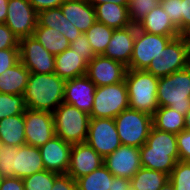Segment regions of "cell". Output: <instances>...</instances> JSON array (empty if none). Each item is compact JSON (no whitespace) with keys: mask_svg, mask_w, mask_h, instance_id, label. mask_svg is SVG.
I'll return each instance as SVG.
<instances>
[{"mask_svg":"<svg viewBox=\"0 0 190 190\" xmlns=\"http://www.w3.org/2000/svg\"><path fill=\"white\" fill-rule=\"evenodd\" d=\"M60 8L63 15L82 33L96 21L95 8L86 0H66Z\"/></svg>","mask_w":190,"mask_h":190,"instance_id":"44dd1931","label":"cell"},{"mask_svg":"<svg viewBox=\"0 0 190 190\" xmlns=\"http://www.w3.org/2000/svg\"><path fill=\"white\" fill-rule=\"evenodd\" d=\"M184 118V115L170 107H158L152 116V124L158 130L177 135L185 129Z\"/></svg>","mask_w":190,"mask_h":190,"instance_id":"83f0119b","label":"cell"},{"mask_svg":"<svg viewBox=\"0 0 190 190\" xmlns=\"http://www.w3.org/2000/svg\"><path fill=\"white\" fill-rule=\"evenodd\" d=\"M103 164L113 176L130 180L142 167L139 148L121 145L113 153L104 157Z\"/></svg>","mask_w":190,"mask_h":190,"instance_id":"9a60e30c","label":"cell"},{"mask_svg":"<svg viewBox=\"0 0 190 190\" xmlns=\"http://www.w3.org/2000/svg\"><path fill=\"white\" fill-rule=\"evenodd\" d=\"M19 57L30 73H55V55L45 49L33 36L20 39Z\"/></svg>","mask_w":190,"mask_h":190,"instance_id":"8fae6325","label":"cell"},{"mask_svg":"<svg viewBox=\"0 0 190 190\" xmlns=\"http://www.w3.org/2000/svg\"><path fill=\"white\" fill-rule=\"evenodd\" d=\"M8 0H0V24L5 23L7 17Z\"/></svg>","mask_w":190,"mask_h":190,"instance_id":"681fc988","label":"cell"},{"mask_svg":"<svg viewBox=\"0 0 190 190\" xmlns=\"http://www.w3.org/2000/svg\"><path fill=\"white\" fill-rule=\"evenodd\" d=\"M178 36H162L136 29L133 54L128 69L146 70L166 45Z\"/></svg>","mask_w":190,"mask_h":190,"instance_id":"9c48e42d","label":"cell"},{"mask_svg":"<svg viewBox=\"0 0 190 190\" xmlns=\"http://www.w3.org/2000/svg\"><path fill=\"white\" fill-rule=\"evenodd\" d=\"M70 48L74 52L84 55L89 62L96 56L85 33H81L74 41H72L70 43Z\"/></svg>","mask_w":190,"mask_h":190,"instance_id":"f35d334b","label":"cell"},{"mask_svg":"<svg viewBox=\"0 0 190 190\" xmlns=\"http://www.w3.org/2000/svg\"><path fill=\"white\" fill-rule=\"evenodd\" d=\"M190 65V39L188 36L173 38L160 54L153 58L146 69L157 78L168 76Z\"/></svg>","mask_w":190,"mask_h":190,"instance_id":"8992f818","label":"cell"},{"mask_svg":"<svg viewBox=\"0 0 190 190\" xmlns=\"http://www.w3.org/2000/svg\"><path fill=\"white\" fill-rule=\"evenodd\" d=\"M182 0H160L159 4L168 13L173 25L178 29L182 35V14H181Z\"/></svg>","mask_w":190,"mask_h":190,"instance_id":"74e56055","label":"cell"},{"mask_svg":"<svg viewBox=\"0 0 190 190\" xmlns=\"http://www.w3.org/2000/svg\"><path fill=\"white\" fill-rule=\"evenodd\" d=\"M136 29L137 25L114 29L103 56L121 62L128 68L133 54Z\"/></svg>","mask_w":190,"mask_h":190,"instance_id":"d6986e66","label":"cell"},{"mask_svg":"<svg viewBox=\"0 0 190 190\" xmlns=\"http://www.w3.org/2000/svg\"><path fill=\"white\" fill-rule=\"evenodd\" d=\"M89 4H91L93 7L96 5H99L101 3H107L112 2L117 5H129V0H86Z\"/></svg>","mask_w":190,"mask_h":190,"instance_id":"c3c4849f","label":"cell"},{"mask_svg":"<svg viewBox=\"0 0 190 190\" xmlns=\"http://www.w3.org/2000/svg\"><path fill=\"white\" fill-rule=\"evenodd\" d=\"M114 28L108 27L103 23H95L85 32L95 55H103L109 44Z\"/></svg>","mask_w":190,"mask_h":190,"instance_id":"1f68e13d","label":"cell"},{"mask_svg":"<svg viewBox=\"0 0 190 190\" xmlns=\"http://www.w3.org/2000/svg\"><path fill=\"white\" fill-rule=\"evenodd\" d=\"M178 158L190 162V130H183L176 135Z\"/></svg>","mask_w":190,"mask_h":190,"instance_id":"ab89813d","label":"cell"},{"mask_svg":"<svg viewBox=\"0 0 190 190\" xmlns=\"http://www.w3.org/2000/svg\"><path fill=\"white\" fill-rule=\"evenodd\" d=\"M137 28L143 32L162 36H180L173 25L168 13L158 4L138 24Z\"/></svg>","mask_w":190,"mask_h":190,"instance_id":"7402d4cb","label":"cell"},{"mask_svg":"<svg viewBox=\"0 0 190 190\" xmlns=\"http://www.w3.org/2000/svg\"><path fill=\"white\" fill-rule=\"evenodd\" d=\"M114 120L122 145L140 148L146 144L153 126L152 116L128 108L117 115Z\"/></svg>","mask_w":190,"mask_h":190,"instance_id":"52a82bcc","label":"cell"},{"mask_svg":"<svg viewBox=\"0 0 190 190\" xmlns=\"http://www.w3.org/2000/svg\"><path fill=\"white\" fill-rule=\"evenodd\" d=\"M3 179H4V177L0 173V185L2 184Z\"/></svg>","mask_w":190,"mask_h":190,"instance_id":"f5cc1de1","label":"cell"},{"mask_svg":"<svg viewBox=\"0 0 190 190\" xmlns=\"http://www.w3.org/2000/svg\"><path fill=\"white\" fill-rule=\"evenodd\" d=\"M58 173L46 169L23 178L24 190H51Z\"/></svg>","mask_w":190,"mask_h":190,"instance_id":"e575fe53","label":"cell"},{"mask_svg":"<svg viewBox=\"0 0 190 190\" xmlns=\"http://www.w3.org/2000/svg\"><path fill=\"white\" fill-rule=\"evenodd\" d=\"M159 190H174L173 184L167 181Z\"/></svg>","mask_w":190,"mask_h":190,"instance_id":"816d5d0a","label":"cell"},{"mask_svg":"<svg viewBox=\"0 0 190 190\" xmlns=\"http://www.w3.org/2000/svg\"><path fill=\"white\" fill-rule=\"evenodd\" d=\"M158 80L146 70L127 69L124 81L127 85L129 108L153 116L159 107Z\"/></svg>","mask_w":190,"mask_h":190,"instance_id":"3957f363","label":"cell"},{"mask_svg":"<svg viewBox=\"0 0 190 190\" xmlns=\"http://www.w3.org/2000/svg\"><path fill=\"white\" fill-rule=\"evenodd\" d=\"M37 23L40 26H45L60 31L70 43L82 33L63 15L60 7L39 12Z\"/></svg>","mask_w":190,"mask_h":190,"instance_id":"cb8c5ba5","label":"cell"},{"mask_svg":"<svg viewBox=\"0 0 190 190\" xmlns=\"http://www.w3.org/2000/svg\"><path fill=\"white\" fill-rule=\"evenodd\" d=\"M19 38L5 24H0V50L19 48Z\"/></svg>","mask_w":190,"mask_h":190,"instance_id":"b9f144b4","label":"cell"},{"mask_svg":"<svg viewBox=\"0 0 190 190\" xmlns=\"http://www.w3.org/2000/svg\"><path fill=\"white\" fill-rule=\"evenodd\" d=\"M65 83L55 73H30L23 94L26 108L53 113L63 103Z\"/></svg>","mask_w":190,"mask_h":190,"instance_id":"6da1fadb","label":"cell"},{"mask_svg":"<svg viewBox=\"0 0 190 190\" xmlns=\"http://www.w3.org/2000/svg\"><path fill=\"white\" fill-rule=\"evenodd\" d=\"M51 190H78L77 182L67 173L58 174Z\"/></svg>","mask_w":190,"mask_h":190,"instance_id":"7bdbcfd3","label":"cell"},{"mask_svg":"<svg viewBox=\"0 0 190 190\" xmlns=\"http://www.w3.org/2000/svg\"><path fill=\"white\" fill-rule=\"evenodd\" d=\"M167 181L168 174L141 167L130 179V186L134 190H159Z\"/></svg>","mask_w":190,"mask_h":190,"instance_id":"f546056e","label":"cell"},{"mask_svg":"<svg viewBox=\"0 0 190 190\" xmlns=\"http://www.w3.org/2000/svg\"><path fill=\"white\" fill-rule=\"evenodd\" d=\"M24 114L14 115L0 119V141L4 146L26 144L24 133Z\"/></svg>","mask_w":190,"mask_h":190,"instance_id":"4316f807","label":"cell"},{"mask_svg":"<svg viewBox=\"0 0 190 190\" xmlns=\"http://www.w3.org/2000/svg\"><path fill=\"white\" fill-rule=\"evenodd\" d=\"M182 36L190 37V0L181 1Z\"/></svg>","mask_w":190,"mask_h":190,"instance_id":"ee69618b","label":"cell"},{"mask_svg":"<svg viewBox=\"0 0 190 190\" xmlns=\"http://www.w3.org/2000/svg\"><path fill=\"white\" fill-rule=\"evenodd\" d=\"M88 63L84 55L68 48L55 55V74L65 80L83 76L87 73Z\"/></svg>","mask_w":190,"mask_h":190,"instance_id":"ffe728a7","label":"cell"},{"mask_svg":"<svg viewBox=\"0 0 190 190\" xmlns=\"http://www.w3.org/2000/svg\"><path fill=\"white\" fill-rule=\"evenodd\" d=\"M185 119V130H190V109L184 115Z\"/></svg>","mask_w":190,"mask_h":190,"instance_id":"f907efd6","label":"cell"},{"mask_svg":"<svg viewBox=\"0 0 190 190\" xmlns=\"http://www.w3.org/2000/svg\"><path fill=\"white\" fill-rule=\"evenodd\" d=\"M0 190H24L23 180L17 177L4 178Z\"/></svg>","mask_w":190,"mask_h":190,"instance_id":"bcb514c9","label":"cell"},{"mask_svg":"<svg viewBox=\"0 0 190 190\" xmlns=\"http://www.w3.org/2000/svg\"><path fill=\"white\" fill-rule=\"evenodd\" d=\"M160 0H129L128 16L132 25H137Z\"/></svg>","mask_w":190,"mask_h":190,"instance_id":"8d00e7d4","label":"cell"},{"mask_svg":"<svg viewBox=\"0 0 190 190\" xmlns=\"http://www.w3.org/2000/svg\"><path fill=\"white\" fill-rule=\"evenodd\" d=\"M146 145L153 150L171 151L178 157L176 134L161 131L152 126Z\"/></svg>","mask_w":190,"mask_h":190,"instance_id":"d6a6232c","label":"cell"},{"mask_svg":"<svg viewBox=\"0 0 190 190\" xmlns=\"http://www.w3.org/2000/svg\"><path fill=\"white\" fill-rule=\"evenodd\" d=\"M86 143L103 158L122 144L112 118H91Z\"/></svg>","mask_w":190,"mask_h":190,"instance_id":"30bf717a","label":"cell"},{"mask_svg":"<svg viewBox=\"0 0 190 190\" xmlns=\"http://www.w3.org/2000/svg\"><path fill=\"white\" fill-rule=\"evenodd\" d=\"M2 146H3V145L1 144V141H0V153H1V150H2Z\"/></svg>","mask_w":190,"mask_h":190,"instance_id":"db71d44e","label":"cell"},{"mask_svg":"<svg viewBox=\"0 0 190 190\" xmlns=\"http://www.w3.org/2000/svg\"><path fill=\"white\" fill-rule=\"evenodd\" d=\"M139 151L142 167L161 171L168 175L179 161V158L173 152L153 150L146 144H143Z\"/></svg>","mask_w":190,"mask_h":190,"instance_id":"603a6c76","label":"cell"},{"mask_svg":"<svg viewBox=\"0 0 190 190\" xmlns=\"http://www.w3.org/2000/svg\"><path fill=\"white\" fill-rule=\"evenodd\" d=\"M37 13L51 8L60 7L66 0H28Z\"/></svg>","mask_w":190,"mask_h":190,"instance_id":"f6af8a7d","label":"cell"},{"mask_svg":"<svg viewBox=\"0 0 190 190\" xmlns=\"http://www.w3.org/2000/svg\"><path fill=\"white\" fill-rule=\"evenodd\" d=\"M71 148L72 144L65 142L56 135L40 146L39 151L45 169L58 174L67 173Z\"/></svg>","mask_w":190,"mask_h":190,"instance_id":"ac0fdd59","label":"cell"},{"mask_svg":"<svg viewBox=\"0 0 190 190\" xmlns=\"http://www.w3.org/2000/svg\"><path fill=\"white\" fill-rule=\"evenodd\" d=\"M24 122L25 140L30 146L40 147L56 135L52 112L26 108Z\"/></svg>","mask_w":190,"mask_h":190,"instance_id":"7c38bea8","label":"cell"},{"mask_svg":"<svg viewBox=\"0 0 190 190\" xmlns=\"http://www.w3.org/2000/svg\"><path fill=\"white\" fill-rule=\"evenodd\" d=\"M113 174L103 164L88 175L76 180L78 190H109L112 187Z\"/></svg>","mask_w":190,"mask_h":190,"instance_id":"4dcf8cb0","label":"cell"},{"mask_svg":"<svg viewBox=\"0 0 190 190\" xmlns=\"http://www.w3.org/2000/svg\"><path fill=\"white\" fill-rule=\"evenodd\" d=\"M37 18L38 13L28 0H8L5 24L19 40L33 35Z\"/></svg>","mask_w":190,"mask_h":190,"instance_id":"4fadbf2b","label":"cell"},{"mask_svg":"<svg viewBox=\"0 0 190 190\" xmlns=\"http://www.w3.org/2000/svg\"><path fill=\"white\" fill-rule=\"evenodd\" d=\"M129 108V98L125 81L117 84L96 87L91 118L114 119Z\"/></svg>","mask_w":190,"mask_h":190,"instance_id":"ba28073f","label":"cell"},{"mask_svg":"<svg viewBox=\"0 0 190 190\" xmlns=\"http://www.w3.org/2000/svg\"><path fill=\"white\" fill-rule=\"evenodd\" d=\"M103 163L104 158L86 142L73 144L67 174L76 181L78 178L88 175L100 168Z\"/></svg>","mask_w":190,"mask_h":190,"instance_id":"e0dca14e","label":"cell"},{"mask_svg":"<svg viewBox=\"0 0 190 190\" xmlns=\"http://www.w3.org/2000/svg\"><path fill=\"white\" fill-rule=\"evenodd\" d=\"M56 136L67 143H85L91 117L77 107L61 103L52 113Z\"/></svg>","mask_w":190,"mask_h":190,"instance_id":"5b68a950","label":"cell"},{"mask_svg":"<svg viewBox=\"0 0 190 190\" xmlns=\"http://www.w3.org/2000/svg\"><path fill=\"white\" fill-rule=\"evenodd\" d=\"M96 87L87 75L66 80L63 102L90 114Z\"/></svg>","mask_w":190,"mask_h":190,"instance_id":"2e32d148","label":"cell"},{"mask_svg":"<svg viewBox=\"0 0 190 190\" xmlns=\"http://www.w3.org/2000/svg\"><path fill=\"white\" fill-rule=\"evenodd\" d=\"M174 190H190V162L178 161L169 175Z\"/></svg>","mask_w":190,"mask_h":190,"instance_id":"d590c367","label":"cell"},{"mask_svg":"<svg viewBox=\"0 0 190 190\" xmlns=\"http://www.w3.org/2000/svg\"><path fill=\"white\" fill-rule=\"evenodd\" d=\"M130 187L129 179L114 176L112 179V187L109 190H129Z\"/></svg>","mask_w":190,"mask_h":190,"instance_id":"7dc6e473","label":"cell"},{"mask_svg":"<svg viewBox=\"0 0 190 190\" xmlns=\"http://www.w3.org/2000/svg\"><path fill=\"white\" fill-rule=\"evenodd\" d=\"M20 61L19 48L0 50V75Z\"/></svg>","mask_w":190,"mask_h":190,"instance_id":"60d3db41","label":"cell"},{"mask_svg":"<svg viewBox=\"0 0 190 190\" xmlns=\"http://www.w3.org/2000/svg\"><path fill=\"white\" fill-rule=\"evenodd\" d=\"M32 36L53 55L62 53L65 49L70 48V42L60 31L40 26L38 23Z\"/></svg>","mask_w":190,"mask_h":190,"instance_id":"f1b7e54d","label":"cell"},{"mask_svg":"<svg viewBox=\"0 0 190 190\" xmlns=\"http://www.w3.org/2000/svg\"><path fill=\"white\" fill-rule=\"evenodd\" d=\"M94 8L96 21L108 27L122 29L132 25L128 16V5L107 2L96 5Z\"/></svg>","mask_w":190,"mask_h":190,"instance_id":"d4e9b609","label":"cell"},{"mask_svg":"<svg viewBox=\"0 0 190 190\" xmlns=\"http://www.w3.org/2000/svg\"><path fill=\"white\" fill-rule=\"evenodd\" d=\"M159 107H170L182 115L190 109V65L159 78L157 89Z\"/></svg>","mask_w":190,"mask_h":190,"instance_id":"277c9868","label":"cell"},{"mask_svg":"<svg viewBox=\"0 0 190 190\" xmlns=\"http://www.w3.org/2000/svg\"><path fill=\"white\" fill-rule=\"evenodd\" d=\"M127 69L121 62L96 55L88 63L86 75L97 87H100L124 81Z\"/></svg>","mask_w":190,"mask_h":190,"instance_id":"5bb4252c","label":"cell"},{"mask_svg":"<svg viewBox=\"0 0 190 190\" xmlns=\"http://www.w3.org/2000/svg\"><path fill=\"white\" fill-rule=\"evenodd\" d=\"M26 109L23 95L0 93V119L24 114Z\"/></svg>","mask_w":190,"mask_h":190,"instance_id":"836d02e7","label":"cell"},{"mask_svg":"<svg viewBox=\"0 0 190 190\" xmlns=\"http://www.w3.org/2000/svg\"><path fill=\"white\" fill-rule=\"evenodd\" d=\"M30 71L19 61L0 75V93L23 95Z\"/></svg>","mask_w":190,"mask_h":190,"instance_id":"484cf974","label":"cell"},{"mask_svg":"<svg viewBox=\"0 0 190 190\" xmlns=\"http://www.w3.org/2000/svg\"><path fill=\"white\" fill-rule=\"evenodd\" d=\"M45 170L39 147L28 144L2 146L0 153V173L4 178H25Z\"/></svg>","mask_w":190,"mask_h":190,"instance_id":"7a4b0ae2","label":"cell"}]
</instances>
